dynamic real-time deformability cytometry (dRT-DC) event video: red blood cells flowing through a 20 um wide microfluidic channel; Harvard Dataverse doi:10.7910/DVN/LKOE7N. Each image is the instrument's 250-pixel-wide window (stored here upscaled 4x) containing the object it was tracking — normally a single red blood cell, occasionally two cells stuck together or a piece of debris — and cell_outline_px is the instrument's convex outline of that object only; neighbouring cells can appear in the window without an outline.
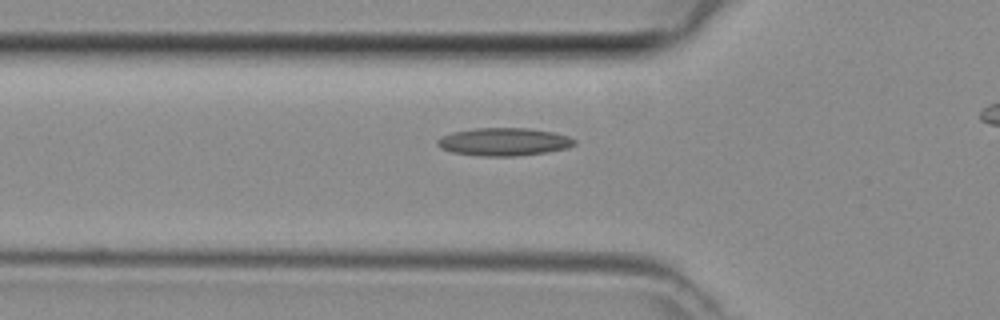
{"species": "common noctule bat (a hibernating species)", "species_latin": "Nyctalus noctula", "temperature_condition": "room temperature", "stored_images_in_passage": 29, "camera_frame_rate_fps": 3000, "um_per_image_px": 0.085, "animal": {"sex": "female", "body_mass_g": 29.2, "forearm_length_mm": 56.3}, "frame": {"image": 1, "passage_image": 5, "time_ms": 1.333, "image_size_px": [1000, 320], "cell_outline_px": [[576, 144], [568, 148], [548, 152], [516, 156], [480, 156], [452, 152], [440, 148], [436, 144], [436, 140], [440, 136], [452, 132], [476, 128], [528, 128], [552, 132], [568, 136], [576, 140]], "centroid_in_image_um": [42.81, 12.05], "position_along_channel_um": 83.0, "area_um2": 22.43}}
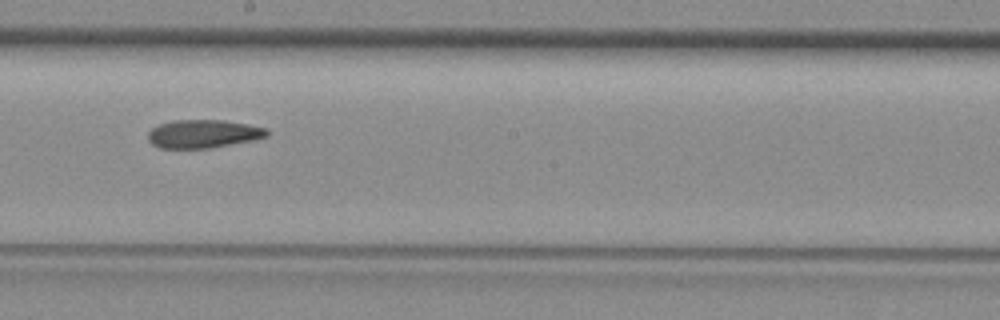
{"frame": {"image": 2, "passage_image": 15, "time_ms": 4.667, "image_size_px": [1000, 320], "cell_outline_px": [[268, 136], [252, 140], [208, 148], [160, 148], [152, 144], [148, 140], [148, 132], [152, 128], [160, 124], [172, 120], [224, 120], [268, 128]], "centroid_in_image_um": [17.26, 11.37], "position_along_channel_um": 230.9, "area_um2": 19.48}}
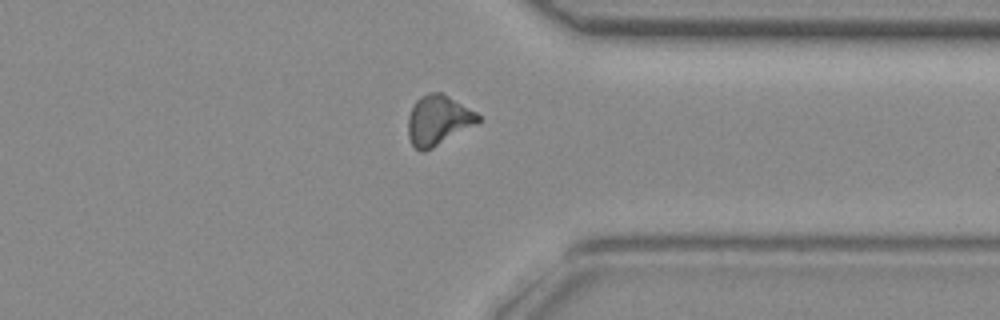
{"frame": {"image": 3, "passage_image": 25, "time_ms": 8.0, "image_size_px": [1000, 320], "cell_outline_px": [[480, 120], [476, 124], [432, 148], [424, 152], [420, 152], [412, 144], [408, 136], [408, 116], [416, 100], [420, 96], [428, 92], [440, 92], [448, 96], [476, 112], [480, 116]], "centroid_in_image_um": [37.22, 10.22], "position_along_channel_um": 374.2, "area_um2": 20.17}}